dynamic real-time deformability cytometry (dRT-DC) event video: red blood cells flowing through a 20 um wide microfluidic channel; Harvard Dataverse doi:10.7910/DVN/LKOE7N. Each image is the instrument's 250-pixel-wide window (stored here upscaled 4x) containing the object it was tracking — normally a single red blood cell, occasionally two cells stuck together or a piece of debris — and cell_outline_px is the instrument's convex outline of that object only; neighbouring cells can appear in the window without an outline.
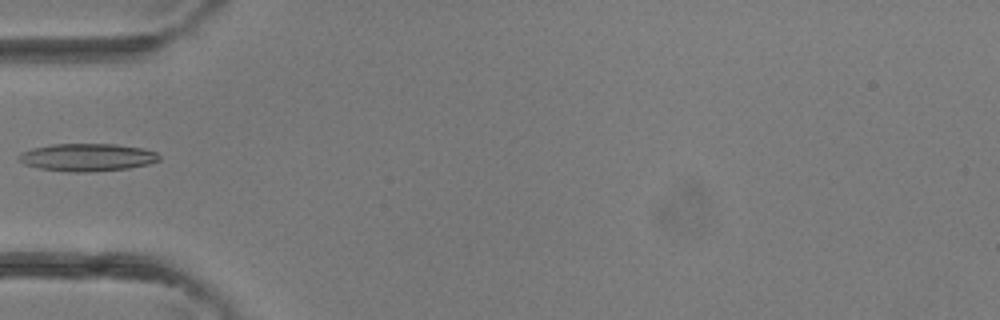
{"species": "common noctule bat (a hibernating species)", "species_latin": "Nyctalus noctula", "temperature_condition": "room temperature", "stored_images_in_passage": 3, "camera_frame_rate_fps": 3000, "um_per_image_px": 0.085, "animal": {"sex": "female"}, "frame": {"image": 1, "passage_image": 3, "time_ms": 0.667, "image_size_px": [1000, 320], "cell_outline_px": [[160, 160], [148, 164], [128, 168], [88, 172], [68, 172], [40, 168], [24, 164], [20, 160], [20, 152], [32, 148], [52, 144], [116, 144], [144, 148], [156, 152], [160, 156]], "centroid_in_image_um": [7.44, 13.37], "position_along_channel_um": 77.6, "area_um2": 22.6}}